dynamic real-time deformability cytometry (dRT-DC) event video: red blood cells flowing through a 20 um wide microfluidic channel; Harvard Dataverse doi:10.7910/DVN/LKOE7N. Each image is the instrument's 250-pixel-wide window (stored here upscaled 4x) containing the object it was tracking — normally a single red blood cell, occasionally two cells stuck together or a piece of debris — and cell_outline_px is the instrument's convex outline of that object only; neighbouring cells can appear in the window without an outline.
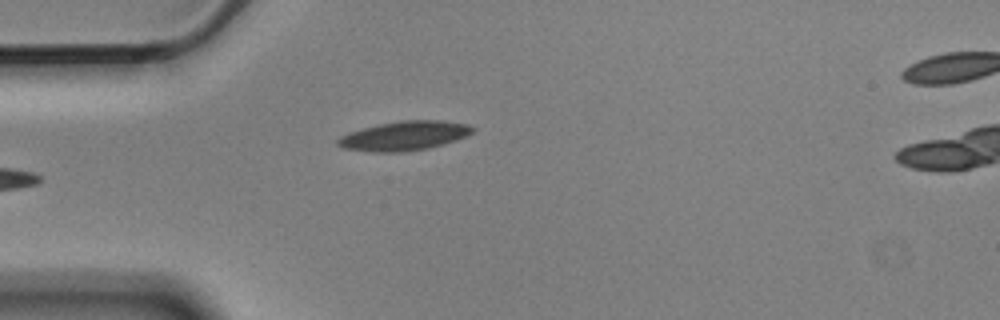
{"species": "Egyptian fruit bat (a non-hibernating species)", "species_latin": "Rousettus aegyptiacus", "temperature_condition": "cold", "stored_images_in_passage": 5, "camera_frame_rate_fps": 3000, "um_per_image_px": 0.085, "animal": {"sex": "male"}, "frame": {"image": 1, "passage_image": 5, "time_ms": 1.333, "image_size_px": [1000, 320], "cell_outline_px": [[476, 128], [472, 132], [456, 140], [444, 144], [428, 148], [404, 152], [372, 152], [344, 148], [336, 144], [336, 140], [340, 136], [348, 132], [380, 124], [400, 120], [444, 120], [468, 124]], "centroid_in_image_um": [34.36, 11.54], "position_along_channel_um": 50.6, "area_um2": 23.06}}